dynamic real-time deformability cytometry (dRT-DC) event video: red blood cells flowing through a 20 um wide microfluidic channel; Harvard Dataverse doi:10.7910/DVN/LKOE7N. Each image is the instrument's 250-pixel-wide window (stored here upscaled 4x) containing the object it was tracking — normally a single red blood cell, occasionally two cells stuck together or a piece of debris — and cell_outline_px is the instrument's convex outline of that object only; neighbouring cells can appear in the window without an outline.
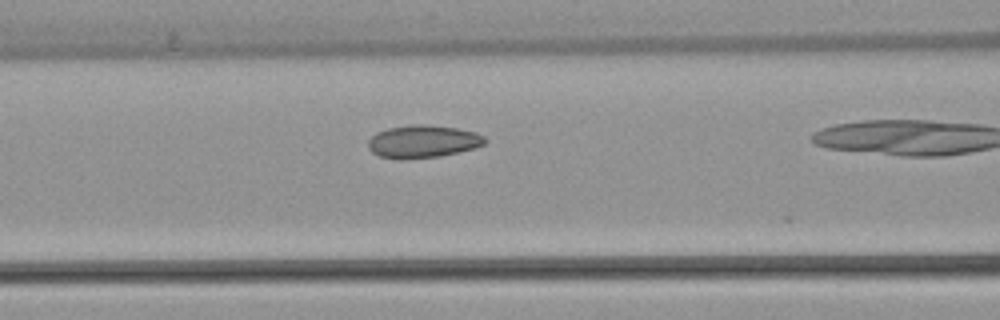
{"species": "common noctule bat (a hibernating species)", "species_latin": "Nyctalus noctula", "temperature_condition": "warm", "stored_images_in_passage": 36, "camera_frame_rate_fps": 3000, "um_per_image_px": 0.085, "animal": {"sex": "female", "body_mass_g": 22.7, "forearm_length_mm": 54.2}, "frame": {"image": 1, "passage_image": 16, "time_ms": 5.0, "image_size_px": [1000, 320], "cell_outline_px": [[488, 140], [484, 144], [476, 148], [440, 156], [404, 160], [400, 160], [380, 156], [372, 152], [368, 148], [368, 140], [376, 132], [388, 128], [412, 124], [424, 124], [456, 128], [476, 132], [484, 136]], "centroid_in_image_um": [35.94, 12.03], "position_along_channel_um": 130.7, "area_um2": 22.48}}